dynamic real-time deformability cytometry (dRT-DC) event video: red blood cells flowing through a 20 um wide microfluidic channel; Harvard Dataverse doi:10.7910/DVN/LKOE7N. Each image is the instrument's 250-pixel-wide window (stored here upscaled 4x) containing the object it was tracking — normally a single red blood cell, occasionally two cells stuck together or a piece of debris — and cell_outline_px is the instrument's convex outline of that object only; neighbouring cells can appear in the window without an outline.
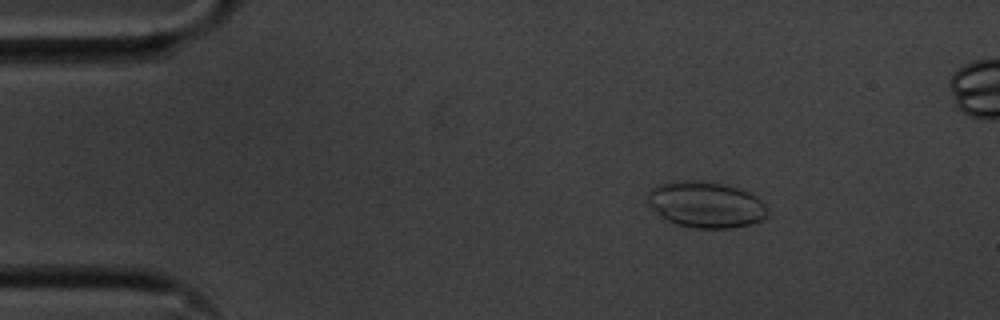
{"species": "common noctule bat (a hibernating species)", "species_latin": "Nyctalus noctula", "temperature_condition": "cold", "stored_images_in_passage": 14, "camera_frame_rate_fps": 3000, "um_per_image_px": 0.085, "animal": {"sex": "male", "body_mass_g": 20.1, "forearm_length_mm": 53.5}, "frame": {"image": 1, "passage_image": 7, "time_ms": 2.0, "image_size_px": [1000, 320], "cell_outline_px": [[768, 216], [752, 224], [728, 228], [696, 228], [676, 224], [664, 220], [648, 204], [648, 192], [656, 184], [672, 180], [704, 180], [724, 184], [748, 192], [756, 196], [768, 208]], "centroid_in_image_um": [59.96, 17.38], "position_along_channel_um": 25.0, "area_um2": 32.6}}